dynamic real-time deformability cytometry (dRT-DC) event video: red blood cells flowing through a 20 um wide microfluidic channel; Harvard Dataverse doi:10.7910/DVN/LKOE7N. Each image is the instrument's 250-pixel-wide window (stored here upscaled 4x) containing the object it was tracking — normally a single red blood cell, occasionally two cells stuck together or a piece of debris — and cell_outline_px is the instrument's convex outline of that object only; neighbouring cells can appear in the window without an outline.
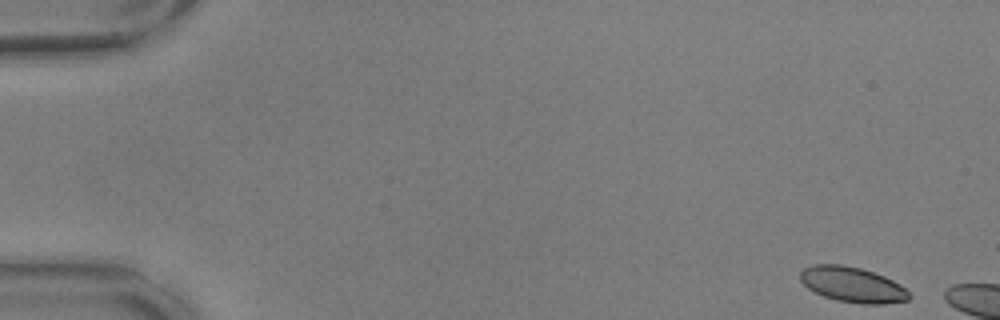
{"species": "common noctule bat (a hibernating species)", "species_latin": "Nyctalus noctula", "temperature_condition": "warm", "stored_images_in_passage": 7, "camera_frame_rate_fps": 3000, "um_per_image_px": 0.085, "animal": {"sex": "male", "body_mass_g": 17.9, "forearm_length_mm": 54.2}, "frame": {"image": 1, "passage_image": 1, "time_ms": 0.0, "image_size_px": [1000, 320], "cell_outline_px": [[912, 296], [908, 300], [884, 304], [860, 304], [836, 300], [824, 296], [808, 288], [800, 280], [800, 272], [804, 268], [812, 264], [840, 264], [860, 268], [884, 276], [900, 284]], "centroid_in_image_um": [72.46, 24.19], "position_along_channel_um": 12.5, "area_um2": 22.37}}